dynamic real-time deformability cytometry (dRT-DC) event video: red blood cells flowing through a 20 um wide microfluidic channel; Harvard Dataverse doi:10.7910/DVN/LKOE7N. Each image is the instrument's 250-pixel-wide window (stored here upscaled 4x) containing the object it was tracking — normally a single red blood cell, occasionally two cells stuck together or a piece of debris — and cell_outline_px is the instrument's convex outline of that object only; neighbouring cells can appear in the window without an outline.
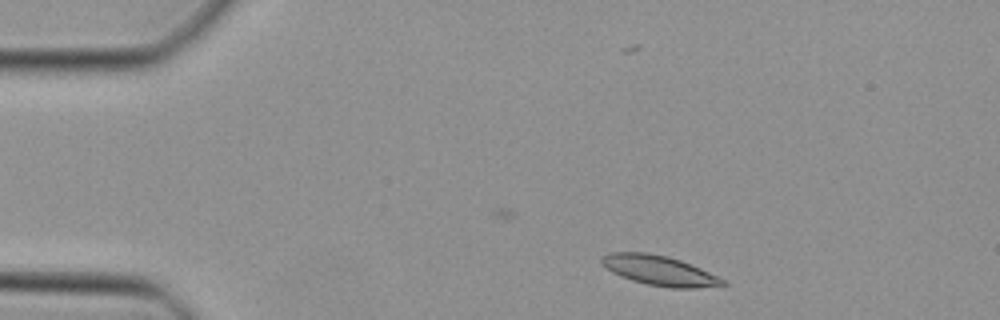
{"species": "Egyptian fruit bat (a non-hibernating species)", "species_latin": "Rousettus aegyptiacus", "temperature_condition": "cold", "stored_images_in_passage": 41, "camera_frame_rate_fps": 3000, "um_per_image_px": 0.085, "animal": {"sex": "female"}, "frame": {"image": 1, "passage_image": 1, "time_ms": 0.0, "image_size_px": [1000, 320], "cell_outline_px": [[728, 284], [696, 288], [672, 288], [648, 284], [632, 280], [620, 276], [612, 272], [600, 260], [604, 256], [612, 252], [648, 252], [668, 256], [680, 260], [700, 268], [724, 280]], "centroid_in_image_um": [56.05, 22.99], "position_along_channel_um": 29.0, "area_um2": 20.69}}
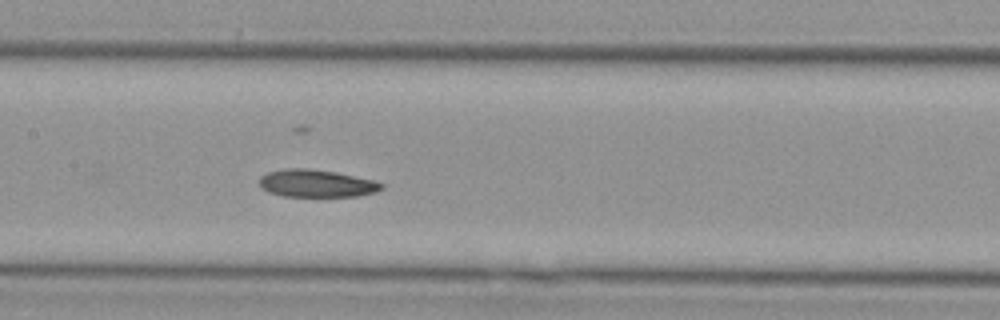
{"frame": {"image": 2, "passage_image": 16, "time_ms": 5.0, "image_size_px": [1000, 320], "cell_outline_px": [[384, 188], [376, 192], [360, 196], [284, 196], [268, 192], [260, 188], [260, 176], [268, 172], [284, 168], [308, 168], [336, 172], [376, 180], [384, 184]], "centroid_in_image_um": [26.93, 15.58], "position_along_channel_um": 180.5, "area_um2": 19.83}}
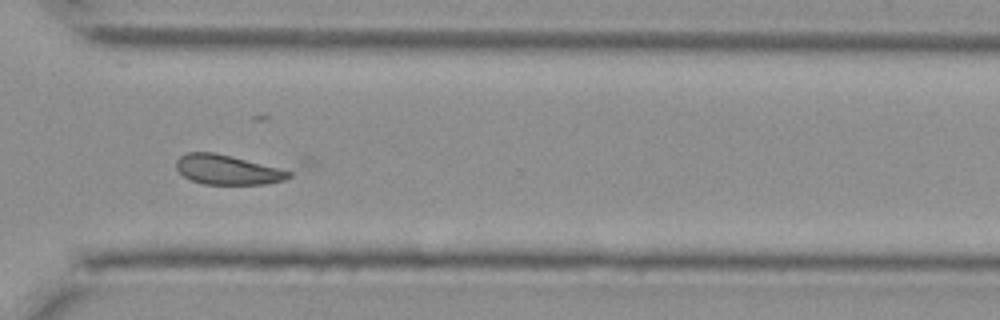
{"frame": {"image": 3, "passage_image": 28, "time_ms": 9.0, "image_size_px": [1000, 320], "cell_outline_px": [[316, 164], [284, 180], [264, 184], [204, 184], [192, 180], [184, 176], [176, 168], [176, 160], [180, 156], [188, 152], [212, 152], [304, 156], [316, 160]], "centroid_in_image_um": [20.44, 14.24], "position_along_channel_um": 350.2, "area_um2": 25.95}}